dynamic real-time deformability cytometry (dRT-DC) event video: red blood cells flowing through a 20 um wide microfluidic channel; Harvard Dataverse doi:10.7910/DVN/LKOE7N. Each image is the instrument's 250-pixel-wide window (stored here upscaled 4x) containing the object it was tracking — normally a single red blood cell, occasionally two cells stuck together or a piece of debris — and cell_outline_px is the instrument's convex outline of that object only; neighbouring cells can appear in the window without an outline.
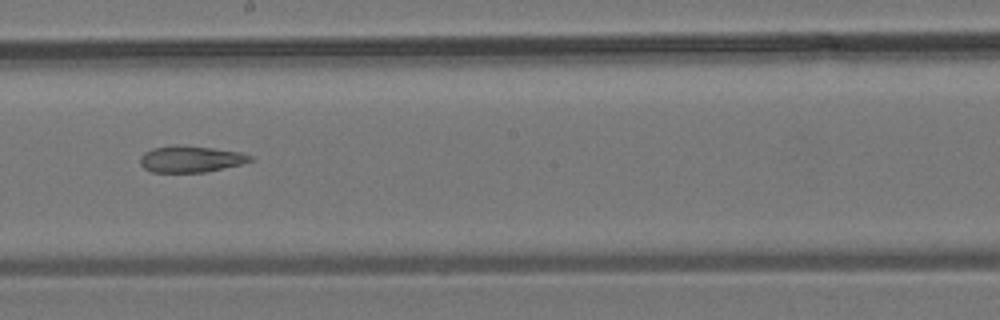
{"species": "common noctule bat (a hibernating species)", "species_latin": "Nyctalus noctula", "temperature_condition": "room temperature", "stored_images_in_passage": 32, "segment_of_instrument_passage": [2, 2], "camera_frame_rate_fps": 3000, "um_per_image_px": 0.085, "animal": {"sex": "male", "body_mass_g": 19.2, "forearm_length_mm": 51.8}, "frame": {"image": 1, "passage_image": 14, "time_ms": 4.333, "image_size_px": [1000, 320], "cell_outline_px": [[256, 160], [240, 164], [204, 172], [152, 172], [144, 168], [140, 164], [140, 156], [144, 152], [152, 148], [172, 144], [176, 144], [212, 148], [240, 152], [252, 156]], "centroid_in_image_um": [16.18, 13.5], "position_along_channel_um": 232.0, "area_um2": 17.05}}
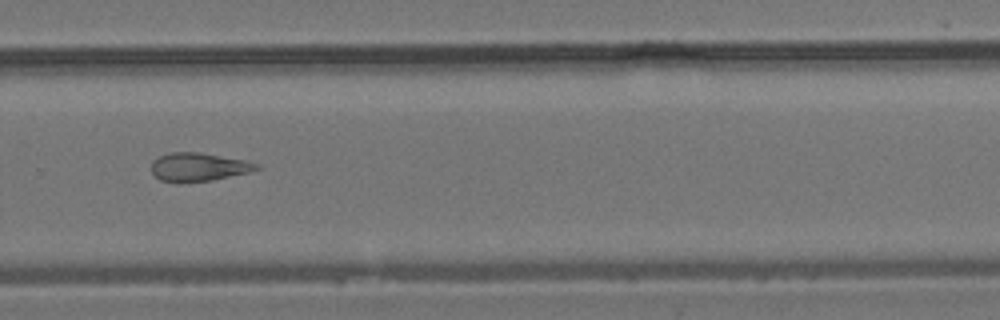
{"frame": {"image": 2, "passage_image": 19, "time_ms": 6.0, "image_size_px": [1000, 320], "cell_outline_px": [[260, 168], [248, 172], [212, 180], [160, 180], [152, 172], [152, 160], [168, 152], [196, 152], [248, 160], [260, 164]], "centroid_in_image_um": [16.92, 14.15], "position_along_channel_um": 312.9, "area_um2": 16.88}}
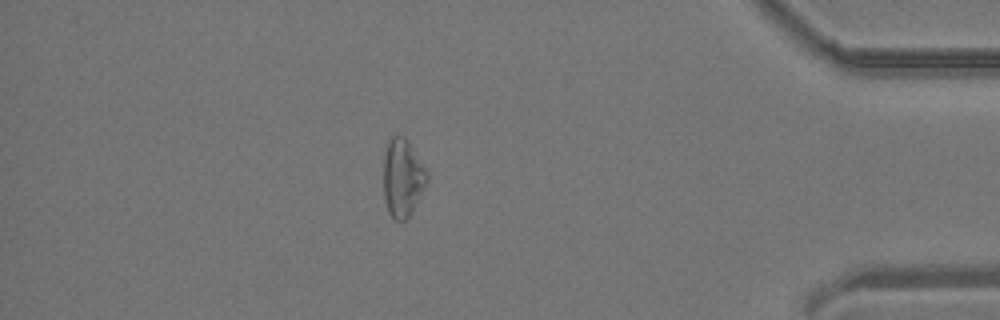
{"frame": {"image": 3, "passage_image": 27, "time_ms": 8.667, "image_size_px": [1000, 320], "cell_outline_px": [[428, 180], [408, 216], [404, 220], [396, 220], [388, 212], [384, 200], [384, 156], [388, 140], [392, 136], [404, 136], [428, 172]], "centroid_in_image_um": [34.2, 15.09], "position_along_channel_um": 401.0, "area_um2": 19.31}}